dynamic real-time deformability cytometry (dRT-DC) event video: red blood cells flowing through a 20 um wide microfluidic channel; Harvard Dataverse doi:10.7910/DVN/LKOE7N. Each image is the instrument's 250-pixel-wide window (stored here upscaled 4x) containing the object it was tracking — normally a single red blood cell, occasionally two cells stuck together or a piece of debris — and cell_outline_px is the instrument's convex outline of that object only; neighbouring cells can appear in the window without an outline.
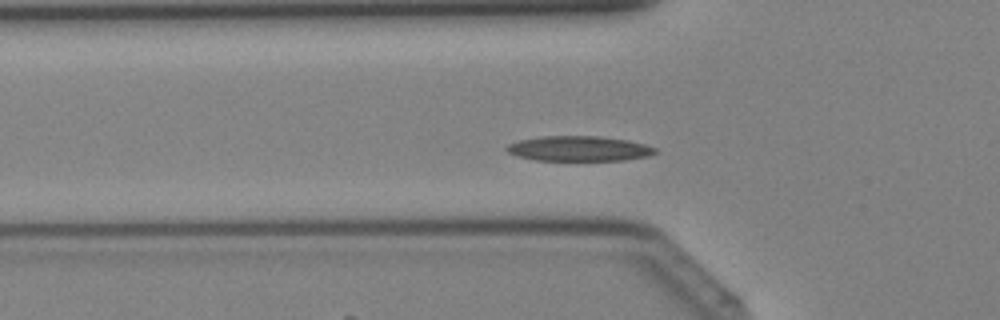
{"species": "Egyptian fruit bat (a non-hibernating species)", "species_latin": "Rousettus aegyptiacus", "temperature_condition": "cold", "stored_images_in_passage": 39, "camera_frame_rate_fps": 3000, "um_per_image_px": 0.085, "animal": {"sex": "female"}, "frame": {"image": 1, "passage_image": 12, "time_ms": 3.667, "image_size_px": [1000, 320], "cell_outline_px": [[660, 152], [648, 156], [624, 160], [536, 160], [516, 156], [508, 152], [504, 148], [508, 144], [520, 140], [540, 136], [600, 136], [628, 140], [644, 144], [656, 148]], "centroid_in_image_um": [49.22, 12.63], "position_along_channel_um": 76.6, "area_um2": 21.79}}
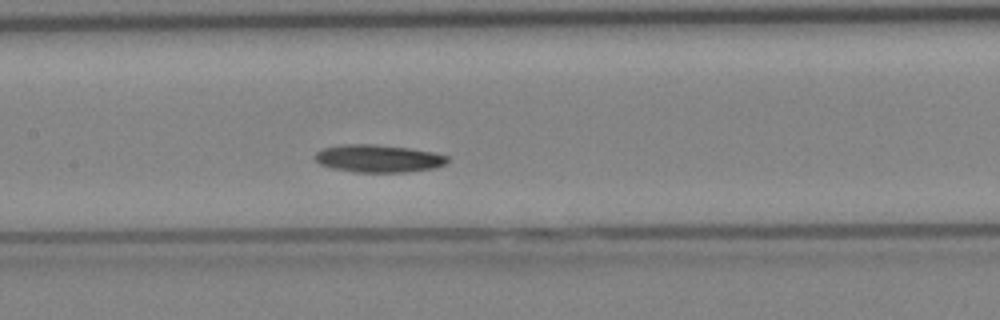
{"frame": {"image": 2, "passage_image": 18, "time_ms": 5.667, "image_size_px": [1000, 320], "cell_outline_px": [[448, 160], [444, 164], [436, 168], [408, 172], [352, 172], [332, 168], [320, 164], [316, 160], [316, 152], [324, 148], [344, 144], [376, 144], [412, 148], [432, 152], [448, 156]], "centroid_in_image_um": [32.18, 13.47], "position_along_channel_um": 175.2, "area_um2": 21.39}}
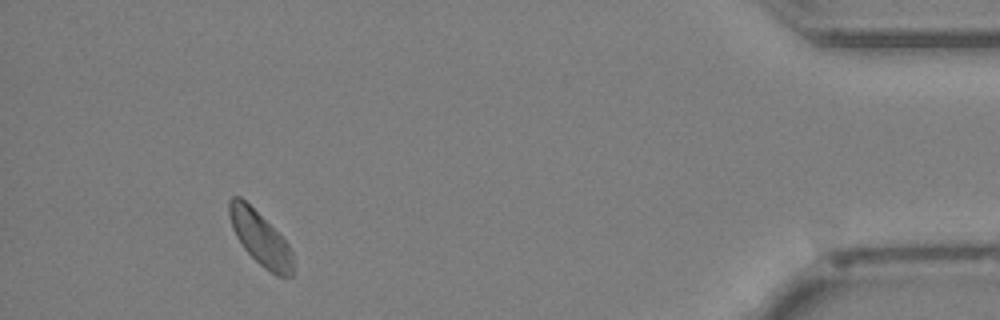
{"frame": {"image": 3, "passage_image": 36, "time_ms": 11.667, "image_size_px": [1000, 320], "cell_outline_px": [[292, 276], [276, 276], [264, 268], [244, 248], [236, 236], [232, 228], [228, 216], [228, 200], [232, 196], [240, 196], [288, 244], [292, 252]], "centroid_in_image_um": [22.07, 20.25], "position_along_channel_um": 413.1, "area_um2": 19.36}}